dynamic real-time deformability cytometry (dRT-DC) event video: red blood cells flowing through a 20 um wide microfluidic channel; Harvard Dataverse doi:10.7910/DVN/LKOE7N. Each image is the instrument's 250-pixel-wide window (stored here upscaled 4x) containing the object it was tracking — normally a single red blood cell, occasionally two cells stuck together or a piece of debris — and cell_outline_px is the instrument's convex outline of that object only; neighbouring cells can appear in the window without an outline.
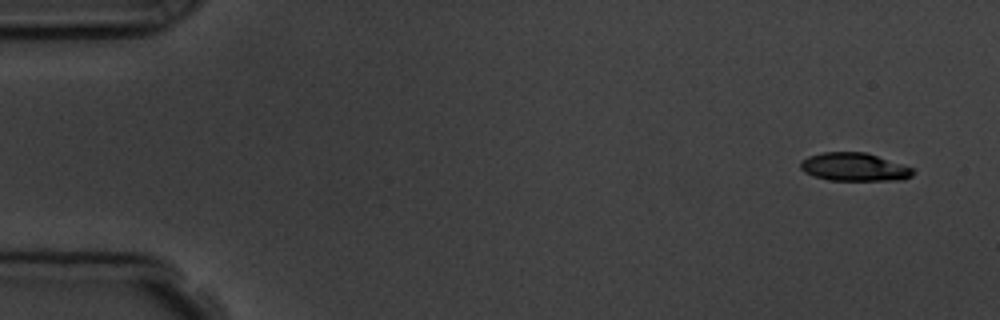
{"species": "common noctule bat (a hibernating species)", "species_latin": "Nyctalus noctula", "temperature_condition": "room temperature", "stored_images_in_passage": 8, "camera_frame_rate_fps": 3000, "um_per_image_px": 0.085, "animal": {"sex": "male", "body_mass_g": 19.5, "forearm_length_mm": 54.6}, "frame": {"image": 1, "passage_image": 1, "time_ms": 0.0, "image_size_px": [1000, 320], "cell_outline_px": [[916, 172], [912, 176], [904, 180], [828, 180], [804, 172], [800, 168], [800, 160], [808, 156], [824, 152], [864, 152], [912, 168]], "centroid_in_image_um": [72.59, 14.2], "position_along_channel_um": 12.4, "area_um2": 18.32}}